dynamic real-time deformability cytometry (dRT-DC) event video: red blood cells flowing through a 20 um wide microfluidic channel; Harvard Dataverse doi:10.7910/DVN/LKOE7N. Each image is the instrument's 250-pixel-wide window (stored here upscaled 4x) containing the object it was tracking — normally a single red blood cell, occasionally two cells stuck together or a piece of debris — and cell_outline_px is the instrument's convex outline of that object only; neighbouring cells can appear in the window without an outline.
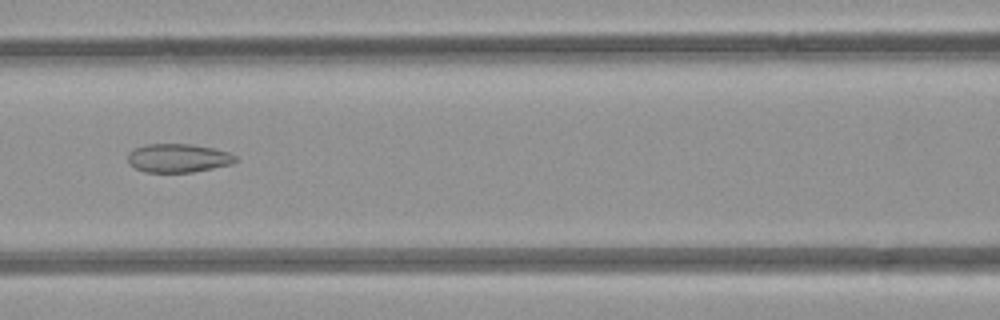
{"species": "common noctule bat (a hibernating species)", "species_latin": "Nyctalus noctula", "temperature_condition": "room temperature", "stored_images_in_passage": 6, "camera_frame_rate_fps": 3000, "um_per_image_px": 0.085, "animal": {"sex": "female", "body_mass_g": 21.9}, "frame": {"image": 1, "passage_image": 6, "time_ms": 5.333, "image_size_px": [1000, 320], "cell_outline_px": [[236, 160], [232, 164], [192, 172], [144, 172], [128, 164], [128, 152], [144, 144], [192, 144], [232, 152], [236, 156]], "centroid_in_image_um": [15.14, 13.43], "position_along_channel_um": 151.5, "area_um2": 18.03}}